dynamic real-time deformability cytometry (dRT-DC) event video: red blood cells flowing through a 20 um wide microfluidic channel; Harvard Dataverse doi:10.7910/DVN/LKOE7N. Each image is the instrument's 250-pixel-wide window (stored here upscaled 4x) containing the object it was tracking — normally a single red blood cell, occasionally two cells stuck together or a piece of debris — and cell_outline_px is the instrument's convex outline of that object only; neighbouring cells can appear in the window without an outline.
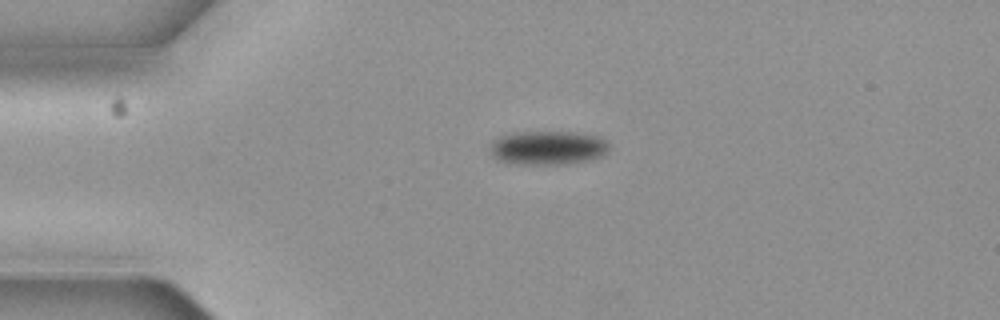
{"species": "common noctule bat (a hibernating species)", "species_latin": "Nyctalus noctula", "temperature_condition": "cold", "stored_images_in_passage": 2, "camera_frame_rate_fps": 3000, "um_per_image_px": 0.085, "animal": {"sex": "female", "body_mass_g": 19.3, "forearm_length_mm": 54.1}, "frame": {"image": 1, "passage_image": 1, "time_ms": 0.0, "image_size_px": [1000, 320], "cell_outline_px": [[608, 152], [600, 156], [588, 160], [560, 164], [520, 164], [500, 160], [492, 156], [488, 148], [500, 136], [512, 132], [576, 132], [600, 136], [608, 144]], "centroid_in_image_um": [46.56, 12.55], "position_along_channel_um": 38.4, "area_um2": 23.41}}